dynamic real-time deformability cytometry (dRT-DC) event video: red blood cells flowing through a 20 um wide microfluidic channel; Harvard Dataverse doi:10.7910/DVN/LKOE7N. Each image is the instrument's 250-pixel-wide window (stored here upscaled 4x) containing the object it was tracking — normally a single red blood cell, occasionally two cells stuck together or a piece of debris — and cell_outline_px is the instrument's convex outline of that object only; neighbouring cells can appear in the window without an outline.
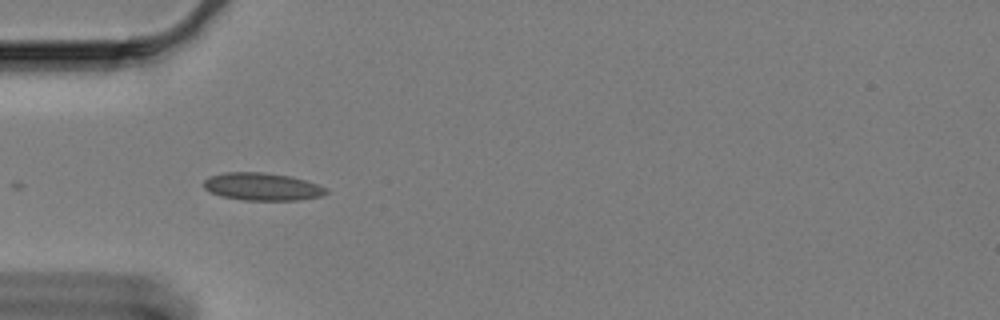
{"species": "Egyptian fruit bat (a non-hibernating species)", "species_latin": "Rousettus aegyptiacus", "temperature_condition": "cold", "stored_images_in_passage": 7, "camera_frame_rate_fps": 3000, "um_per_image_px": 0.085, "animal": {"sex": "female"}, "frame": {"image": 1, "passage_image": 1, "time_ms": 0.0, "image_size_px": [1000, 320], "cell_outline_px": [[328, 192], [320, 196], [296, 200], [244, 200], [220, 196], [208, 192], [204, 188], [204, 180], [208, 176], [224, 172], [264, 172], [292, 176], [328, 188]], "centroid_in_image_um": [22.24, 15.86], "position_along_channel_um": 62.8, "area_um2": 19.83}}
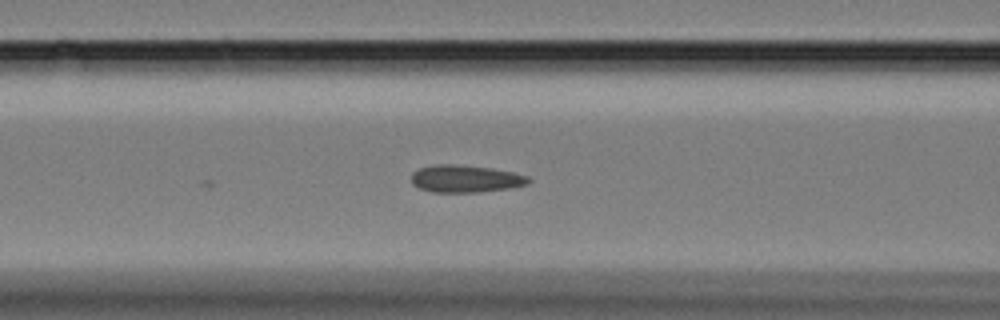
{"frame": {"image": 2, "passage_image": 7, "time_ms": 2.0, "image_size_px": [1000, 320], "cell_outline_px": [[532, 180], [528, 184], [508, 188], [476, 192], [432, 192], [420, 188], [412, 184], [412, 172], [420, 168], [432, 164], [456, 164], [492, 168], [512, 172], [528, 176]], "centroid_in_image_um": [39.55, 15.18], "position_along_channel_um": 127.0, "area_um2": 18.67}}